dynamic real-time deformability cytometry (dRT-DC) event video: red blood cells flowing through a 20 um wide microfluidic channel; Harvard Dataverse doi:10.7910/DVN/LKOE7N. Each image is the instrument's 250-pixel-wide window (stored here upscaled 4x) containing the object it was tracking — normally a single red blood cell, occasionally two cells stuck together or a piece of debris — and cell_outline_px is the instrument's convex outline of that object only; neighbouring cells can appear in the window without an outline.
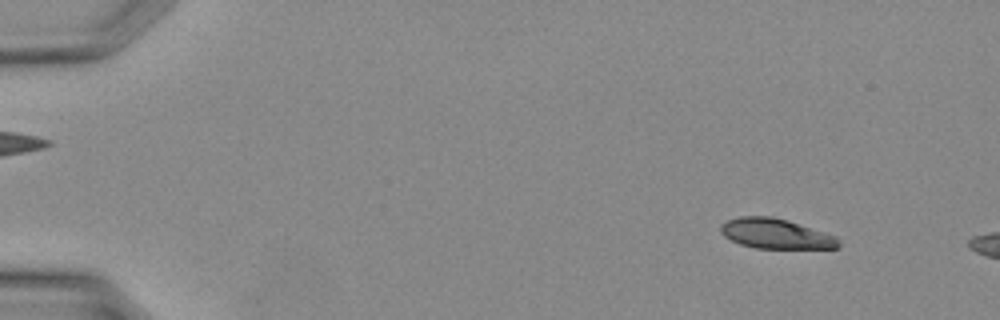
{"species": "Egyptian fruit bat (a non-hibernating species)", "species_latin": "Rousettus aegyptiacus", "temperature_condition": "warm", "stored_images_in_passage": 8, "camera_frame_rate_fps": 3000, "um_per_image_px": 0.085, "animal": {"sex": "female"}, "frame": {"image": 1, "passage_image": 4, "time_ms": 1.0, "image_size_px": [1000, 320], "cell_outline_px": [[840, 248], [756, 248], [740, 244], [724, 236], [720, 232], [720, 224], [728, 220], [740, 216], [772, 216], [788, 220], [836, 236], [840, 244]], "centroid_in_image_um": [65.92, 19.86], "position_along_channel_um": 19.1, "area_um2": 20.58}}